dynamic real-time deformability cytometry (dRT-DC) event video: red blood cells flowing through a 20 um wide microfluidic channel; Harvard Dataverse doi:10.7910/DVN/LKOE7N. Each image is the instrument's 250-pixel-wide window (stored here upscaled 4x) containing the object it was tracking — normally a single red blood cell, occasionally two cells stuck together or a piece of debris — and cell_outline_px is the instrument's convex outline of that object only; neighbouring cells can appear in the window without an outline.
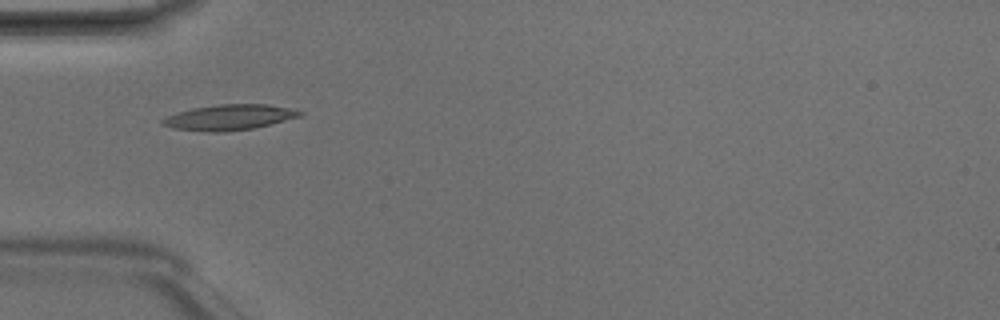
{"species": "Egyptian fruit bat (a non-hibernating species)", "species_latin": "Rousettus aegyptiacus", "temperature_condition": "room temperature", "stored_images_in_passage": 2, "camera_frame_rate_fps": 3000, "um_per_image_px": 0.085, "animal": {"sex": "male"}, "frame": {"image": 1, "passage_image": 2, "time_ms": 0.333, "image_size_px": [1000, 320], "cell_outline_px": [[304, 112], [300, 116], [252, 128], [224, 132], [208, 132], [172, 128], [160, 124], [160, 120], [168, 116], [192, 108], [220, 104], [264, 104], [288, 108]], "centroid_in_image_um": [19.43, 9.97], "position_along_channel_um": 65.6, "area_um2": 20.06}}